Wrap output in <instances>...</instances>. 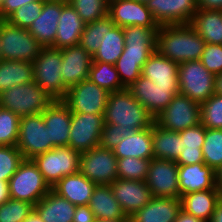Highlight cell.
Instances as JSON below:
<instances>
[{
  "label": "cell",
  "instance_id": "cell-2",
  "mask_svg": "<svg viewBox=\"0 0 222 222\" xmlns=\"http://www.w3.org/2000/svg\"><path fill=\"white\" fill-rule=\"evenodd\" d=\"M205 44L189 23L161 25L156 35V51L177 64L200 60Z\"/></svg>",
  "mask_w": 222,
  "mask_h": 222
},
{
  "label": "cell",
  "instance_id": "cell-10",
  "mask_svg": "<svg viewBox=\"0 0 222 222\" xmlns=\"http://www.w3.org/2000/svg\"><path fill=\"white\" fill-rule=\"evenodd\" d=\"M154 122L160 127L180 132L201 123V104L183 94H176Z\"/></svg>",
  "mask_w": 222,
  "mask_h": 222
},
{
  "label": "cell",
  "instance_id": "cell-46",
  "mask_svg": "<svg viewBox=\"0 0 222 222\" xmlns=\"http://www.w3.org/2000/svg\"><path fill=\"white\" fill-rule=\"evenodd\" d=\"M23 160L16 146H0V180L9 182Z\"/></svg>",
  "mask_w": 222,
  "mask_h": 222
},
{
  "label": "cell",
  "instance_id": "cell-19",
  "mask_svg": "<svg viewBox=\"0 0 222 222\" xmlns=\"http://www.w3.org/2000/svg\"><path fill=\"white\" fill-rule=\"evenodd\" d=\"M110 185L114 197L127 217L143 208L152 198L146 181L115 179Z\"/></svg>",
  "mask_w": 222,
  "mask_h": 222
},
{
  "label": "cell",
  "instance_id": "cell-13",
  "mask_svg": "<svg viewBox=\"0 0 222 222\" xmlns=\"http://www.w3.org/2000/svg\"><path fill=\"white\" fill-rule=\"evenodd\" d=\"M109 92L86 79L70 87L62 101L72 113L104 115Z\"/></svg>",
  "mask_w": 222,
  "mask_h": 222
},
{
  "label": "cell",
  "instance_id": "cell-57",
  "mask_svg": "<svg viewBox=\"0 0 222 222\" xmlns=\"http://www.w3.org/2000/svg\"><path fill=\"white\" fill-rule=\"evenodd\" d=\"M216 187L222 195V166L216 171Z\"/></svg>",
  "mask_w": 222,
  "mask_h": 222
},
{
  "label": "cell",
  "instance_id": "cell-60",
  "mask_svg": "<svg viewBox=\"0 0 222 222\" xmlns=\"http://www.w3.org/2000/svg\"><path fill=\"white\" fill-rule=\"evenodd\" d=\"M135 1H137V2H141V3H147L149 0H135Z\"/></svg>",
  "mask_w": 222,
  "mask_h": 222
},
{
  "label": "cell",
  "instance_id": "cell-58",
  "mask_svg": "<svg viewBox=\"0 0 222 222\" xmlns=\"http://www.w3.org/2000/svg\"><path fill=\"white\" fill-rule=\"evenodd\" d=\"M95 222H131L130 218L118 219V220H108V219H95Z\"/></svg>",
  "mask_w": 222,
  "mask_h": 222
},
{
  "label": "cell",
  "instance_id": "cell-14",
  "mask_svg": "<svg viewBox=\"0 0 222 222\" xmlns=\"http://www.w3.org/2000/svg\"><path fill=\"white\" fill-rule=\"evenodd\" d=\"M104 115L72 113L68 147L81 152L99 146Z\"/></svg>",
  "mask_w": 222,
  "mask_h": 222
},
{
  "label": "cell",
  "instance_id": "cell-17",
  "mask_svg": "<svg viewBox=\"0 0 222 222\" xmlns=\"http://www.w3.org/2000/svg\"><path fill=\"white\" fill-rule=\"evenodd\" d=\"M108 17L119 27H160L145 3L135 0H109Z\"/></svg>",
  "mask_w": 222,
  "mask_h": 222
},
{
  "label": "cell",
  "instance_id": "cell-36",
  "mask_svg": "<svg viewBox=\"0 0 222 222\" xmlns=\"http://www.w3.org/2000/svg\"><path fill=\"white\" fill-rule=\"evenodd\" d=\"M125 47L123 28L114 25L106 29L101 45L92 56V62H103L115 65Z\"/></svg>",
  "mask_w": 222,
  "mask_h": 222
},
{
  "label": "cell",
  "instance_id": "cell-1",
  "mask_svg": "<svg viewBox=\"0 0 222 222\" xmlns=\"http://www.w3.org/2000/svg\"><path fill=\"white\" fill-rule=\"evenodd\" d=\"M158 30L159 27L123 28L125 47L115 67L125 88H129L141 76L143 65L156 51Z\"/></svg>",
  "mask_w": 222,
  "mask_h": 222
},
{
  "label": "cell",
  "instance_id": "cell-37",
  "mask_svg": "<svg viewBox=\"0 0 222 222\" xmlns=\"http://www.w3.org/2000/svg\"><path fill=\"white\" fill-rule=\"evenodd\" d=\"M114 25L115 23L108 16L87 23L78 45L93 56L101 45L106 29H111Z\"/></svg>",
  "mask_w": 222,
  "mask_h": 222
},
{
  "label": "cell",
  "instance_id": "cell-34",
  "mask_svg": "<svg viewBox=\"0 0 222 222\" xmlns=\"http://www.w3.org/2000/svg\"><path fill=\"white\" fill-rule=\"evenodd\" d=\"M152 142L155 159L176 161L182 152L180 133L166 130L155 122L152 125Z\"/></svg>",
  "mask_w": 222,
  "mask_h": 222
},
{
  "label": "cell",
  "instance_id": "cell-35",
  "mask_svg": "<svg viewBox=\"0 0 222 222\" xmlns=\"http://www.w3.org/2000/svg\"><path fill=\"white\" fill-rule=\"evenodd\" d=\"M33 80L34 67L32 62L0 61V94L10 87L26 84Z\"/></svg>",
  "mask_w": 222,
  "mask_h": 222
},
{
  "label": "cell",
  "instance_id": "cell-33",
  "mask_svg": "<svg viewBox=\"0 0 222 222\" xmlns=\"http://www.w3.org/2000/svg\"><path fill=\"white\" fill-rule=\"evenodd\" d=\"M189 24L206 44L222 45L221 10H197Z\"/></svg>",
  "mask_w": 222,
  "mask_h": 222
},
{
  "label": "cell",
  "instance_id": "cell-59",
  "mask_svg": "<svg viewBox=\"0 0 222 222\" xmlns=\"http://www.w3.org/2000/svg\"><path fill=\"white\" fill-rule=\"evenodd\" d=\"M44 2H63V1H67V0H42Z\"/></svg>",
  "mask_w": 222,
  "mask_h": 222
},
{
  "label": "cell",
  "instance_id": "cell-27",
  "mask_svg": "<svg viewBox=\"0 0 222 222\" xmlns=\"http://www.w3.org/2000/svg\"><path fill=\"white\" fill-rule=\"evenodd\" d=\"M95 187V183L79 172H76L64 176L52 187V190L60 197L70 201L73 205L79 206L88 205Z\"/></svg>",
  "mask_w": 222,
  "mask_h": 222
},
{
  "label": "cell",
  "instance_id": "cell-62",
  "mask_svg": "<svg viewBox=\"0 0 222 222\" xmlns=\"http://www.w3.org/2000/svg\"><path fill=\"white\" fill-rule=\"evenodd\" d=\"M1 43V42H0ZM2 60V57H1V44H0V61Z\"/></svg>",
  "mask_w": 222,
  "mask_h": 222
},
{
  "label": "cell",
  "instance_id": "cell-29",
  "mask_svg": "<svg viewBox=\"0 0 222 222\" xmlns=\"http://www.w3.org/2000/svg\"><path fill=\"white\" fill-rule=\"evenodd\" d=\"M222 198L218 189L196 191L181 195V209L197 218L210 222L214 210Z\"/></svg>",
  "mask_w": 222,
  "mask_h": 222
},
{
  "label": "cell",
  "instance_id": "cell-32",
  "mask_svg": "<svg viewBox=\"0 0 222 222\" xmlns=\"http://www.w3.org/2000/svg\"><path fill=\"white\" fill-rule=\"evenodd\" d=\"M179 133L182 152L175 162L178 165L204 163L202 147L206 135V128L200 123Z\"/></svg>",
  "mask_w": 222,
  "mask_h": 222
},
{
  "label": "cell",
  "instance_id": "cell-6",
  "mask_svg": "<svg viewBox=\"0 0 222 222\" xmlns=\"http://www.w3.org/2000/svg\"><path fill=\"white\" fill-rule=\"evenodd\" d=\"M0 44L2 60L34 62L43 46L23 29L0 20Z\"/></svg>",
  "mask_w": 222,
  "mask_h": 222
},
{
  "label": "cell",
  "instance_id": "cell-15",
  "mask_svg": "<svg viewBox=\"0 0 222 222\" xmlns=\"http://www.w3.org/2000/svg\"><path fill=\"white\" fill-rule=\"evenodd\" d=\"M133 97L156 118L179 93V86L156 85L149 78L140 76L129 88Z\"/></svg>",
  "mask_w": 222,
  "mask_h": 222
},
{
  "label": "cell",
  "instance_id": "cell-56",
  "mask_svg": "<svg viewBox=\"0 0 222 222\" xmlns=\"http://www.w3.org/2000/svg\"><path fill=\"white\" fill-rule=\"evenodd\" d=\"M22 222H44L38 212L33 209L32 212Z\"/></svg>",
  "mask_w": 222,
  "mask_h": 222
},
{
  "label": "cell",
  "instance_id": "cell-55",
  "mask_svg": "<svg viewBox=\"0 0 222 222\" xmlns=\"http://www.w3.org/2000/svg\"><path fill=\"white\" fill-rule=\"evenodd\" d=\"M214 93L222 96V73L215 75Z\"/></svg>",
  "mask_w": 222,
  "mask_h": 222
},
{
  "label": "cell",
  "instance_id": "cell-45",
  "mask_svg": "<svg viewBox=\"0 0 222 222\" xmlns=\"http://www.w3.org/2000/svg\"><path fill=\"white\" fill-rule=\"evenodd\" d=\"M34 209V205L10 198L0 205V222H22Z\"/></svg>",
  "mask_w": 222,
  "mask_h": 222
},
{
  "label": "cell",
  "instance_id": "cell-54",
  "mask_svg": "<svg viewBox=\"0 0 222 222\" xmlns=\"http://www.w3.org/2000/svg\"><path fill=\"white\" fill-rule=\"evenodd\" d=\"M210 222H222V198L219 200Z\"/></svg>",
  "mask_w": 222,
  "mask_h": 222
},
{
  "label": "cell",
  "instance_id": "cell-41",
  "mask_svg": "<svg viewBox=\"0 0 222 222\" xmlns=\"http://www.w3.org/2000/svg\"><path fill=\"white\" fill-rule=\"evenodd\" d=\"M151 159L126 157L117 159L118 179L146 181Z\"/></svg>",
  "mask_w": 222,
  "mask_h": 222
},
{
  "label": "cell",
  "instance_id": "cell-7",
  "mask_svg": "<svg viewBox=\"0 0 222 222\" xmlns=\"http://www.w3.org/2000/svg\"><path fill=\"white\" fill-rule=\"evenodd\" d=\"M10 198L36 205L52 188L32 159H24L9 179Z\"/></svg>",
  "mask_w": 222,
  "mask_h": 222
},
{
  "label": "cell",
  "instance_id": "cell-28",
  "mask_svg": "<svg viewBox=\"0 0 222 222\" xmlns=\"http://www.w3.org/2000/svg\"><path fill=\"white\" fill-rule=\"evenodd\" d=\"M179 64L155 51L143 65L141 75L156 85L179 86Z\"/></svg>",
  "mask_w": 222,
  "mask_h": 222
},
{
  "label": "cell",
  "instance_id": "cell-21",
  "mask_svg": "<svg viewBox=\"0 0 222 222\" xmlns=\"http://www.w3.org/2000/svg\"><path fill=\"white\" fill-rule=\"evenodd\" d=\"M62 80L69 89L88 79L92 56L79 45L62 48Z\"/></svg>",
  "mask_w": 222,
  "mask_h": 222
},
{
  "label": "cell",
  "instance_id": "cell-18",
  "mask_svg": "<svg viewBox=\"0 0 222 222\" xmlns=\"http://www.w3.org/2000/svg\"><path fill=\"white\" fill-rule=\"evenodd\" d=\"M146 7L159 26L188 24L197 12V0H149Z\"/></svg>",
  "mask_w": 222,
  "mask_h": 222
},
{
  "label": "cell",
  "instance_id": "cell-3",
  "mask_svg": "<svg viewBox=\"0 0 222 222\" xmlns=\"http://www.w3.org/2000/svg\"><path fill=\"white\" fill-rule=\"evenodd\" d=\"M105 124L124 127L127 132L149 128L154 117L140 104L128 88L110 92L104 113Z\"/></svg>",
  "mask_w": 222,
  "mask_h": 222
},
{
  "label": "cell",
  "instance_id": "cell-11",
  "mask_svg": "<svg viewBox=\"0 0 222 222\" xmlns=\"http://www.w3.org/2000/svg\"><path fill=\"white\" fill-rule=\"evenodd\" d=\"M78 172L96 185H110L118 179L117 157L101 146L81 152Z\"/></svg>",
  "mask_w": 222,
  "mask_h": 222
},
{
  "label": "cell",
  "instance_id": "cell-30",
  "mask_svg": "<svg viewBox=\"0 0 222 222\" xmlns=\"http://www.w3.org/2000/svg\"><path fill=\"white\" fill-rule=\"evenodd\" d=\"M34 209L44 222H72L76 206L51 189Z\"/></svg>",
  "mask_w": 222,
  "mask_h": 222
},
{
  "label": "cell",
  "instance_id": "cell-47",
  "mask_svg": "<svg viewBox=\"0 0 222 222\" xmlns=\"http://www.w3.org/2000/svg\"><path fill=\"white\" fill-rule=\"evenodd\" d=\"M200 61L214 75L222 73V45L205 44Z\"/></svg>",
  "mask_w": 222,
  "mask_h": 222
},
{
  "label": "cell",
  "instance_id": "cell-50",
  "mask_svg": "<svg viewBox=\"0 0 222 222\" xmlns=\"http://www.w3.org/2000/svg\"><path fill=\"white\" fill-rule=\"evenodd\" d=\"M94 213L89 205L76 206L72 222H95Z\"/></svg>",
  "mask_w": 222,
  "mask_h": 222
},
{
  "label": "cell",
  "instance_id": "cell-42",
  "mask_svg": "<svg viewBox=\"0 0 222 222\" xmlns=\"http://www.w3.org/2000/svg\"><path fill=\"white\" fill-rule=\"evenodd\" d=\"M20 117L0 107V146H16L19 136Z\"/></svg>",
  "mask_w": 222,
  "mask_h": 222
},
{
  "label": "cell",
  "instance_id": "cell-26",
  "mask_svg": "<svg viewBox=\"0 0 222 222\" xmlns=\"http://www.w3.org/2000/svg\"><path fill=\"white\" fill-rule=\"evenodd\" d=\"M117 159L135 157L153 159L152 126L139 131L128 132L113 149Z\"/></svg>",
  "mask_w": 222,
  "mask_h": 222
},
{
  "label": "cell",
  "instance_id": "cell-16",
  "mask_svg": "<svg viewBox=\"0 0 222 222\" xmlns=\"http://www.w3.org/2000/svg\"><path fill=\"white\" fill-rule=\"evenodd\" d=\"M146 183L152 197L181 198L178 182V164L171 160L153 158Z\"/></svg>",
  "mask_w": 222,
  "mask_h": 222
},
{
  "label": "cell",
  "instance_id": "cell-44",
  "mask_svg": "<svg viewBox=\"0 0 222 222\" xmlns=\"http://www.w3.org/2000/svg\"><path fill=\"white\" fill-rule=\"evenodd\" d=\"M43 6L44 1L42 0L25 4L15 10L6 21L20 28L29 29L31 24L41 14Z\"/></svg>",
  "mask_w": 222,
  "mask_h": 222
},
{
  "label": "cell",
  "instance_id": "cell-61",
  "mask_svg": "<svg viewBox=\"0 0 222 222\" xmlns=\"http://www.w3.org/2000/svg\"><path fill=\"white\" fill-rule=\"evenodd\" d=\"M6 0H0V9L2 8L3 4L5 3Z\"/></svg>",
  "mask_w": 222,
  "mask_h": 222
},
{
  "label": "cell",
  "instance_id": "cell-48",
  "mask_svg": "<svg viewBox=\"0 0 222 222\" xmlns=\"http://www.w3.org/2000/svg\"><path fill=\"white\" fill-rule=\"evenodd\" d=\"M124 127L115 124H105L100 136L99 146L113 150L127 134Z\"/></svg>",
  "mask_w": 222,
  "mask_h": 222
},
{
  "label": "cell",
  "instance_id": "cell-9",
  "mask_svg": "<svg viewBox=\"0 0 222 222\" xmlns=\"http://www.w3.org/2000/svg\"><path fill=\"white\" fill-rule=\"evenodd\" d=\"M33 162L37 165L45 181L52 188L64 176L79 171L80 152L66 147H55L36 155Z\"/></svg>",
  "mask_w": 222,
  "mask_h": 222
},
{
  "label": "cell",
  "instance_id": "cell-51",
  "mask_svg": "<svg viewBox=\"0 0 222 222\" xmlns=\"http://www.w3.org/2000/svg\"><path fill=\"white\" fill-rule=\"evenodd\" d=\"M197 10L222 11V0H197Z\"/></svg>",
  "mask_w": 222,
  "mask_h": 222
},
{
  "label": "cell",
  "instance_id": "cell-4",
  "mask_svg": "<svg viewBox=\"0 0 222 222\" xmlns=\"http://www.w3.org/2000/svg\"><path fill=\"white\" fill-rule=\"evenodd\" d=\"M53 101L34 81L10 87L0 94V107L12 111L20 118L43 113Z\"/></svg>",
  "mask_w": 222,
  "mask_h": 222
},
{
  "label": "cell",
  "instance_id": "cell-49",
  "mask_svg": "<svg viewBox=\"0 0 222 222\" xmlns=\"http://www.w3.org/2000/svg\"><path fill=\"white\" fill-rule=\"evenodd\" d=\"M39 0H6L0 9V20H6L19 7Z\"/></svg>",
  "mask_w": 222,
  "mask_h": 222
},
{
  "label": "cell",
  "instance_id": "cell-38",
  "mask_svg": "<svg viewBox=\"0 0 222 222\" xmlns=\"http://www.w3.org/2000/svg\"><path fill=\"white\" fill-rule=\"evenodd\" d=\"M88 79L109 93L125 88L121 83L115 65L110 63L92 62Z\"/></svg>",
  "mask_w": 222,
  "mask_h": 222
},
{
  "label": "cell",
  "instance_id": "cell-12",
  "mask_svg": "<svg viewBox=\"0 0 222 222\" xmlns=\"http://www.w3.org/2000/svg\"><path fill=\"white\" fill-rule=\"evenodd\" d=\"M16 147L24 159H33L36 155L55 148L49 140L42 113L20 118Z\"/></svg>",
  "mask_w": 222,
  "mask_h": 222
},
{
  "label": "cell",
  "instance_id": "cell-25",
  "mask_svg": "<svg viewBox=\"0 0 222 222\" xmlns=\"http://www.w3.org/2000/svg\"><path fill=\"white\" fill-rule=\"evenodd\" d=\"M85 25L86 23L80 18L70 3L63 1L62 13L58 19L56 39L52 47L62 49L78 45Z\"/></svg>",
  "mask_w": 222,
  "mask_h": 222
},
{
  "label": "cell",
  "instance_id": "cell-22",
  "mask_svg": "<svg viewBox=\"0 0 222 222\" xmlns=\"http://www.w3.org/2000/svg\"><path fill=\"white\" fill-rule=\"evenodd\" d=\"M180 195L217 189L216 172L205 163L178 165Z\"/></svg>",
  "mask_w": 222,
  "mask_h": 222
},
{
  "label": "cell",
  "instance_id": "cell-40",
  "mask_svg": "<svg viewBox=\"0 0 222 222\" xmlns=\"http://www.w3.org/2000/svg\"><path fill=\"white\" fill-rule=\"evenodd\" d=\"M87 24L108 16L109 0H67Z\"/></svg>",
  "mask_w": 222,
  "mask_h": 222
},
{
  "label": "cell",
  "instance_id": "cell-23",
  "mask_svg": "<svg viewBox=\"0 0 222 222\" xmlns=\"http://www.w3.org/2000/svg\"><path fill=\"white\" fill-rule=\"evenodd\" d=\"M180 210V198L152 197L129 218L131 222H174Z\"/></svg>",
  "mask_w": 222,
  "mask_h": 222
},
{
  "label": "cell",
  "instance_id": "cell-8",
  "mask_svg": "<svg viewBox=\"0 0 222 222\" xmlns=\"http://www.w3.org/2000/svg\"><path fill=\"white\" fill-rule=\"evenodd\" d=\"M178 79L179 93L199 104L214 94L215 75L209 72L200 60L179 64Z\"/></svg>",
  "mask_w": 222,
  "mask_h": 222
},
{
  "label": "cell",
  "instance_id": "cell-5",
  "mask_svg": "<svg viewBox=\"0 0 222 222\" xmlns=\"http://www.w3.org/2000/svg\"><path fill=\"white\" fill-rule=\"evenodd\" d=\"M60 49L43 47L33 62L34 82L54 100H62L68 88L63 84Z\"/></svg>",
  "mask_w": 222,
  "mask_h": 222
},
{
  "label": "cell",
  "instance_id": "cell-43",
  "mask_svg": "<svg viewBox=\"0 0 222 222\" xmlns=\"http://www.w3.org/2000/svg\"><path fill=\"white\" fill-rule=\"evenodd\" d=\"M201 124L209 129H222V96L213 94L201 104Z\"/></svg>",
  "mask_w": 222,
  "mask_h": 222
},
{
  "label": "cell",
  "instance_id": "cell-24",
  "mask_svg": "<svg viewBox=\"0 0 222 222\" xmlns=\"http://www.w3.org/2000/svg\"><path fill=\"white\" fill-rule=\"evenodd\" d=\"M61 13L62 2H44L41 14L29 27L28 31L43 47L54 45Z\"/></svg>",
  "mask_w": 222,
  "mask_h": 222
},
{
  "label": "cell",
  "instance_id": "cell-31",
  "mask_svg": "<svg viewBox=\"0 0 222 222\" xmlns=\"http://www.w3.org/2000/svg\"><path fill=\"white\" fill-rule=\"evenodd\" d=\"M96 219H126V214L113 195L111 185H96L88 203Z\"/></svg>",
  "mask_w": 222,
  "mask_h": 222
},
{
  "label": "cell",
  "instance_id": "cell-52",
  "mask_svg": "<svg viewBox=\"0 0 222 222\" xmlns=\"http://www.w3.org/2000/svg\"><path fill=\"white\" fill-rule=\"evenodd\" d=\"M174 222H206V221L203 219L197 218L191 214H188L184 210L181 209Z\"/></svg>",
  "mask_w": 222,
  "mask_h": 222
},
{
  "label": "cell",
  "instance_id": "cell-53",
  "mask_svg": "<svg viewBox=\"0 0 222 222\" xmlns=\"http://www.w3.org/2000/svg\"><path fill=\"white\" fill-rule=\"evenodd\" d=\"M10 199V190L8 181L0 180V205Z\"/></svg>",
  "mask_w": 222,
  "mask_h": 222
},
{
  "label": "cell",
  "instance_id": "cell-39",
  "mask_svg": "<svg viewBox=\"0 0 222 222\" xmlns=\"http://www.w3.org/2000/svg\"><path fill=\"white\" fill-rule=\"evenodd\" d=\"M202 152L204 163L216 172L222 166V129L206 128Z\"/></svg>",
  "mask_w": 222,
  "mask_h": 222
},
{
  "label": "cell",
  "instance_id": "cell-20",
  "mask_svg": "<svg viewBox=\"0 0 222 222\" xmlns=\"http://www.w3.org/2000/svg\"><path fill=\"white\" fill-rule=\"evenodd\" d=\"M42 114L51 144L68 146L72 115L69 107L62 100H54Z\"/></svg>",
  "mask_w": 222,
  "mask_h": 222
}]
</instances>
